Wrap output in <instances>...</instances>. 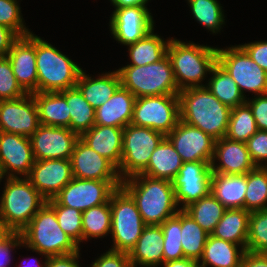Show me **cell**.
Listing matches in <instances>:
<instances>
[{"mask_svg": "<svg viewBox=\"0 0 267 267\" xmlns=\"http://www.w3.org/2000/svg\"><path fill=\"white\" fill-rule=\"evenodd\" d=\"M180 121L178 95H160L136 98L131 124L147 127L165 136Z\"/></svg>", "mask_w": 267, "mask_h": 267, "instance_id": "11", "label": "cell"}, {"mask_svg": "<svg viewBox=\"0 0 267 267\" xmlns=\"http://www.w3.org/2000/svg\"><path fill=\"white\" fill-rule=\"evenodd\" d=\"M34 161L30 137L0 131V163L6 177H27Z\"/></svg>", "mask_w": 267, "mask_h": 267, "instance_id": "19", "label": "cell"}, {"mask_svg": "<svg viewBox=\"0 0 267 267\" xmlns=\"http://www.w3.org/2000/svg\"><path fill=\"white\" fill-rule=\"evenodd\" d=\"M211 162H184L172 180L179 209L207 196L211 190ZM181 204V205H179Z\"/></svg>", "mask_w": 267, "mask_h": 267, "instance_id": "13", "label": "cell"}, {"mask_svg": "<svg viewBox=\"0 0 267 267\" xmlns=\"http://www.w3.org/2000/svg\"><path fill=\"white\" fill-rule=\"evenodd\" d=\"M250 214L241 208L226 209L211 235L238 244L246 250Z\"/></svg>", "mask_w": 267, "mask_h": 267, "instance_id": "31", "label": "cell"}, {"mask_svg": "<svg viewBox=\"0 0 267 267\" xmlns=\"http://www.w3.org/2000/svg\"><path fill=\"white\" fill-rule=\"evenodd\" d=\"M109 28L114 39L122 45H129L142 39L154 28V20L146 6L114 8Z\"/></svg>", "mask_w": 267, "mask_h": 267, "instance_id": "15", "label": "cell"}, {"mask_svg": "<svg viewBox=\"0 0 267 267\" xmlns=\"http://www.w3.org/2000/svg\"><path fill=\"white\" fill-rule=\"evenodd\" d=\"M114 8L130 6H147L149 0H109Z\"/></svg>", "mask_w": 267, "mask_h": 267, "instance_id": "55", "label": "cell"}, {"mask_svg": "<svg viewBox=\"0 0 267 267\" xmlns=\"http://www.w3.org/2000/svg\"><path fill=\"white\" fill-rule=\"evenodd\" d=\"M73 177L77 179L122 181L117 168L106 158L77 140L71 155Z\"/></svg>", "mask_w": 267, "mask_h": 267, "instance_id": "21", "label": "cell"}, {"mask_svg": "<svg viewBox=\"0 0 267 267\" xmlns=\"http://www.w3.org/2000/svg\"><path fill=\"white\" fill-rule=\"evenodd\" d=\"M47 203L55 210L59 226L79 246L82 242V212L78 209L59 205L54 199Z\"/></svg>", "mask_w": 267, "mask_h": 267, "instance_id": "43", "label": "cell"}, {"mask_svg": "<svg viewBox=\"0 0 267 267\" xmlns=\"http://www.w3.org/2000/svg\"><path fill=\"white\" fill-rule=\"evenodd\" d=\"M26 94L16 80L8 57H0V100L17 99Z\"/></svg>", "mask_w": 267, "mask_h": 267, "instance_id": "45", "label": "cell"}, {"mask_svg": "<svg viewBox=\"0 0 267 267\" xmlns=\"http://www.w3.org/2000/svg\"><path fill=\"white\" fill-rule=\"evenodd\" d=\"M244 209L249 212L267 209V167H256L247 173Z\"/></svg>", "mask_w": 267, "mask_h": 267, "instance_id": "38", "label": "cell"}, {"mask_svg": "<svg viewBox=\"0 0 267 267\" xmlns=\"http://www.w3.org/2000/svg\"><path fill=\"white\" fill-rule=\"evenodd\" d=\"M246 103L252 110L257 129L267 131V94L254 96L250 100L248 98Z\"/></svg>", "mask_w": 267, "mask_h": 267, "instance_id": "48", "label": "cell"}, {"mask_svg": "<svg viewBox=\"0 0 267 267\" xmlns=\"http://www.w3.org/2000/svg\"><path fill=\"white\" fill-rule=\"evenodd\" d=\"M169 40L154 34V28L142 39L127 45L130 64L126 66H145L161 60L167 54Z\"/></svg>", "mask_w": 267, "mask_h": 267, "instance_id": "32", "label": "cell"}, {"mask_svg": "<svg viewBox=\"0 0 267 267\" xmlns=\"http://www.w3.org/2000/svg\"><path fill=\"white\" fill-rule=\"evenodd\" d=\"M123 131L124 128L94 125L79 138L118 169L122 159Z\"/></svg>", "mask_w": 267, "mask_h": 267, "instance_id": "23", "label": "cell"}, {"mask_svg": "<svg viewBox=\"0 0 267 267\" xmlns=\"http://www.w3.org/2000/svg\"><path fill=\"white\" fill-rule=\"evenodd\" d=\"M166 136L147 127L128 124L123 131L122 159L118 174L123 181L141 174L148 166L151 154Z\"/></svg>", "mask_w": 267, "mask_h": 267, "instance_id": "9", "label": "cell"}, {"mask_svg": "<svg viewBox=\"0 0 267 267\" xmlns=\"http://www.w3.org/2000/svg\"><path fill=\"white\" fill-rule=\"evenodd\" d=\"M4 178H6V177H5L4 173H3L2 166H1V163H0V182Z\"/></svg>", "mask_w": 267, "mask_h": 267, "instance_id": "58", "label": "cell"}, {"mask_svg": "<svg viewBox=\"0 0 267 267\" xmlns=\"http://www.w3.org/2000/svg\"><path fill=\"white\" fill-rule=\"evenodd\" d=\"M245 252L242 246L209 234L199 263L202 267H240Z\"/></svg>", "mask_w": 267, "mask_h": 267, "instance_id": "28", "label": "cell"}, {"mask_svg": "<svg viewBox=\"0 0 267 267\" xmlns=\"http://www.w3.org/2000/svg\"><path fill=\"white\" fill-rule=\"evenodd\" d=\"M257 130L252 110L247 103L231 108L226 138L246 143Z\"/></svg>", "mask_w": 267, "mask_h": 267, "instance_id": "39", "label": "cell"}, {"mask_svg": "<svg viewBox=\"0 0 267 267\" xmlns=\"http://www.w3.org/2000/svg\"><path fill=\"white\" fill-rule=\"evenodd\" d=\"M208 236L209 233L181 209V244L184 257L199 261Z\"/></svg>", "mask_w": 267, "mask_h": 267, "instance_id": "35", "label": "cell"}, {"mask_svg": "<svg viewBox=\"0 0 267 267\" xmlns=\"http://www.w3.org/2000/svg\"><path fill=\"white\" fill-rule=\"evenodd\" d=\"M247 174H220L212 172L210 193L226 209H244Z\"/></svg>", "mask_w": 267, "mask_h": 267, "instance_id": "27", "label": "cell"}, {"mask_svg": "<svg viewBox=\"0 0 267 267\" xmlns=\"http://www.w3.org/2000/svg\"><path fill=\"white\" fill-rule=\"evenodd\" d=\"M178 96L181 121L197 127L215 140L225 137L231 108L221 103L206 86L182 89Z\"/></svg>", "mask_w": 267, "mask_h": 267, "instance_id": "2", "label": "cell"}, {"mask_svg": "<svg viewBox=\"0 0 267 267\" xmlns=\"http://www.w3.org/2000/svg\"><path fill=\"white\" fill-rule=\"evenodd\" d=\"M7 57L20 87L29 94L38 92L35 34L18 37Z\"/></svg>", "mask_w": 267, "mask_h": 267, "instance_id": "20", "label": "cell"}, {"mask_svg": "<svg viewBox=\"0 0 267 267\" xmlns=\"http://www.w3.org/2000/svg\"><path fill=\"white\" fill-rule=\"evenodd\" d=\"M5 179L0 197V218L13 232H20L47 200L26 177Z\"/></svg>", "mask_w": 267, "mask_h": 267, "instance_id": "5", "label": "cell"}, {"mask_svg": "<svg viewBox=\"0 0 267 267\" xmlns=\"http://www.w3.org/2000/svg\"><path fill=\"white\" fill-rule=\"evenodd\" d=\"M40 121L33 94L0 100V131L31 137Z\"/></svg>", "mask_w": 267, "mask_h": 267, "instance_id": "14", "label": "cell"}, {"mask_svg": "<svg viewBox=\"0 0 267 267\" xmlns=\"http://www.w3.org/2000/svg\"><path fill=\"white\" fill-rule=\"evenodd\" d=\"M240 46L260 68L267 72V41H255Z\"/></svg>", "mask_w": 267, "mask_h": 267, "instance_id": "49", "label": "cell"}, {"mask_svg": "<svg viewBox=\"0 0 267 267\" xmlns=\"http://www.w3.org/2000/svg\"><path fill=\"white\" fill-rule=\"evenodd\" d=\"M79 254L80 250L65 255L49 256L45 267H81L78 264Z\"/></svg>", "mask_w": 267, "mask_h": 267, "instance_id": "51", "label": "cell"}, {"mask_svg": "<svg viewBox=\"0 0 267 267\" xmlns=\"http://www.w3.org/2000/svg\"><path fill=\"white\" fill-rule=\"evenodd\" d=\"M23 246L44 257L65 255L80 246L58 224L55 210L46 202L20 231Z\"/></svg>", "mask_w": 267, "mask_h": 267, "instance_id": "4", "label": "cell"}, {"mask_svg": "<svg viewBox=\"0 0 267 267\" xmlns=\"http://www.w3.org/2000/svg\"><path fill=\"white\" fill-rule=\"evenodd\" d=\"M19 0H0V25L10 28L18 37L32 32L24 25Z\"/></svg>", "mask_w": 267, "mask_h": 267, "instance_id": "44", "label": "cell"}, {"mask_svg": "<svg viewBox=\"0 0 267 267\" xmlns=\"http://www.w3.org/2000/svg\"><path fill=\"white\" fill-rule=\"evenodd\" d=\"M136 97L120 86L114 95L95 109V125L125 128L131 124Z\"/></svg>", "mask_w": 267, "mask_h": 267, "instance_id": "24", "label": "cell"}, {"mask_svg": "<svg viewBox=\"0 0 267 267\" xmlns=\"http://www.w3.org/2000/svg\"><path fill=\"white\" fill-rule=\"evenodd\" d=\"M121 86L136 98L178 95V89L170 58L166 54L161 60L145 66H123L117 69Z\"/></svg>", "mask_w": 267, "mask_h": 267, "instance_id": "7", "label": "cell"}, {"mask_svg": "<svg viewBox=\"0 0 267 267\" xmlns=\"http://www.w3.org/2000/svg\"><path fill=\"white\" fill-rule=\"evenodd\" d=\"M246 145L256 167H267V131L257 130L247 140Z\"/></svg>", "mask_w": 267, "mask_h": 267, "instance_id": "46", "label": "cell"}, {"mask_svg": "<svg viewBox=\"0 0 267 267\" xmlns=\"http://www.w3.org/2000/svg\"><path fill=\"white\" fill-rule=\"evenodd\" d=\"M98 78H92L82 70L79 74L76 87L84 99L97 109L105 104L121 86L119 74L116 71L103 73Z\"/></svg>", "mask_w": 267, "mask_h": 267, "instance_id": "26", "label": "cell"}, {"mask_svg": "<svg viewBox=\"0 0 267 267\" xmlns=\"http://www.w3.org/2000/svg\"><path fill=\"white\" fill-rule=\"evenodd\" d=\"M111 232L110 199L82 212V242L89 238H104Z\"/></svg>", "mask_w": 267, "mask_h": 267, "instance_id": "37", "label": "cell"}, {"mask_svg": "<svg viewBox=\"0 0 267 267\" xmlns=\"http://www.w3.org/2000/svg\"><path fill=\"white\" fill-rule=\"evenodd\" d=\"M133 267H158L163 263V232L160 225H146L128 253Z\"/></svg>", "mask_w": 267, "mask_h": 267, "instance_id": "25", "label": "cell"}, {"mask_svg": "<svg viewBox=\"0 0 267 267\" xmlns=\"http://www.w3.org/2000/svg\"><path fill=\"white\" fill-rule=\"evenodd\" d=\"M206 83V88L223 104L230 108L246 103L247 97L243 96L237 84L231 76L216 63Z\"/></svg>", "mask_w": 267, "mask_h": 267, "instance_id": "33", "label": "cell"}, {"mask_svg": "<svg viewBox=\"0 0 267 267\" xmlns=\"http://www.w3.org/2000/svg\"><path fill=\"white\" fill-rule=\"evenodd\" d=\"M217 63L231 76L243 96L244 91L267 94V72L260 68L240 45L217 49Z\"/></svg>", "mask_w": 267, "mask_h": 267, "instance_id": "10", "label": "cell"}, {"mask_svg": "<svg viewBox=\"0 0 267 267\" xmlns=\"http://www.w3.org/2000/svg\"><path fill=\"white\" fill-rule=\"evenodd\" d=\"M182 164L179 153L165 137L151 154L148 166L141 174L154 179L172 181Z\"/></svg>", "mask_w": 267, "mask_h": 267, "instance_id": "29", "label": "cell"}, {"mask_svg": "<svg viewBox=\"0 0 267 267\" xmlns=\"http://www.w3.org/2000/svg\"><path fill=\"white\" fill-rule=\"evenodd\" d=\"M240 267H267V254L246 251Z\"/></svg>", "mask_w": 267, "mask_h": 267, "instance_id": "53", "label": "cell"}, {"mask_svg": "<svg viewBox=\"0 0 267 267\" xmlns=\"http://www.w3.org/2000/svg\"><path fill=\"white\" fill-rule=\"evenodd\" d=\"M206 232L211 234L226 208L211 193L183 209Z\"/></svg>", "mask_w": 267, "mask_h": 267, "instance_id": "36", "label": "cell"}, {"mask_svg": "<svg viewBox=\"0 0 267 267\" xmlns=\"http://www.w3.org/2000/svg\"><path fill=\"white\" fill-rule=\"evenodd\" d=\"M70 112V129L79 136L95 125V109L75 86L60 92Z\"/></svg>", "mask_w": 267, "mask_h": 267, "instance_id": "34", "label": "cell"}, {"mask_svg": "<svg viewBox=\"0 0 267 267\" xmlns=\"http://www.w3.org/2000/svg\"><path fill=\"white\" fill-rule=\"evenodd\" d=\"M246 251L267 254V209L251 212Z\"/></svg>", "mask_w": 267, "mask_h": 267, "instance_id": "42", "label": "cell"}, {"mask_svg": "<svg viewBox=\"0 0 267 267\" xmlns=\"http://www.w3.org/2000/svg\"><path fill=\"white\" fill-rule=\"evenodd\" d=\"M47 258H48V257H45L44 263H42L43 265L39 262V260H36V259H35L34 261H35L36 263H35V262L33 263V261H32L33 264L31 263L30 266H27V265H26V266H24V267H45V266H46ZM25 262H26V261H25ZM28 263H29V261H28ZM22 265H24V264H22ZM22 265H18L17 267H23Z\"/></svg>", "mask_w": 267, "mask_h": 267, "instance_id": "57", "label": "cell"}, {"mask_svg": "<svg viewBox=\"0 0 267 267\" xmlns=\"http://www.w3.org/2000/svg\"><path fill=\"white\" fill-rule=\"evenodd\" d=\"M202 267L198 260L190 258H182L178 260H172L163 262L160 267Z\"/></svg>", "mask_w": 267, "mask_h": 267, "instance_id": "54", "label": "cell"}, {"mask_svg": "<svg viewBox=\"0 0 267 267\" xmlns=\"http://www.w3.org/2000/svg\"><path fill=\"white\" fill-rule=\"evenodd\" d=\"M24 247L20 232H13L4 242L0 244V267H9L11 252L16 247Z\"/></svg>", "mask_w": 267, "mask_h": 267, "instance_id": "50", "label": "cell"}, {"mask_svg": "<svg viewBox=\"0 0 267 267\" xmlns=\"http://www.w3.org/2000/svg\"><path fill=\"white\" fill-rule=\"evenodd\" d=\"M217 49L170 38L167 55L170 58L174 79L179 90L205 86L202 81L217 63Z\"/></svg>", "mask_w": 267, "mask_h": 267, "instance_id": "3", "label": "cell"}, {"mask_svg": "<svg viewBox=\"0 0 267 267\" xmlns=\"http://www.w3.org/2000/svg\"><path fill=\"white\" fill-rule=\"evenodd\" d=\"M218 162V163H216ZM211 171L220 174H247L256 168L246 143L226 137L215 140Z\"/></svg>", "mask_w": 267, "mask_h": 267, "instance_id": "22", "label": "cell"}, {"mask_svg": "<svg viewBox=\"0 0 267 267\" xmlns=\"http://www.w3.org/2000/svg\"><path fill=\"white\" fill-rule=\"evenodd\" d=\"M121 186L134 199L146 225H161L180 210L172 181L138 174L123 180Z\"/></svg>", "mask_w": 267, "mask_h": 267, "instance_id": "1", "label": "cell"}, {"mask_svg": "<svg viewBox=\"0 0 267 267\" xmlns=\"http://www.w3.org/2000/svg\"><path fill=\"white\" fill-rule=\"evenodd\" d=\"M26 178L48 201L53 199L74 178L71 160H35Z\"/></svg>", "mask_w": 267, "mask_h": 267, "instance_id": "18", "label": "cell"}, {"mask_svg": "<svg viewBox=\"0 0 267 267\" xmlns=\"http://www.w3.org/2000/svg\"><path fill=\"white\" fill-rule=\"evenodd\" d=\"M18 36L8 27L0 25V57L7 56Z\"/></svg>", "mask_w": 267, "mask_h": 267, "instance_id": "52", "label": "cell"}, {"mask_svg": "<svg viewBox=\"0 0 267 267\" xmlns=\"http://www.w3.org/2000/svg\"><path fill=\"white\" fill-rule=\"evenodd\" d=\"M91 267H133L126 252L108 250L92 262Z\"/></svg>", "mask_w": 267, "mask_h": 267, "instance_id": "47", "label": "cell"}, {"mask_svg": "<svg viewBox=\"0 0 267 267\" xmlns=\"http://www.w3.org/2000/svg\"><path fill=\"white\" fill-rule=\"evenodd\" d=\"M13 231L0 218V244L4 242Z\"/></svg>", "mask_w": 267, "mask_h": 267, "instance_id": "56", "label": "cell"}, {"mask_svg": "<svg viewBox=\"0 0 267 267\" xmlns=\"http://www.w3.org/2000/svg\"><path fill=\"white\" fill-rule=\"evenodd\" d=\"M78 139L67 127L40 125L30 137L34 160L70 159Z\"/></svg>", "mask_w": 267, "mask_h": 267, "instance_id": "17", "label": "cell"}, {"mask_svg": "<svg viewBox=\"0 0 267 267\" xmlns=\"http://www.w3.org/2000/svg\"><path fill=\"white\" fill-rule=\"evenodd\" d=\"M195 20L213 34L220 32L225 24L221 4L217 0H187Z\"/></svg>", "mask_w": 267, "mask_h": 267, "instance_id": "40", "label": "cell"}, {"mask_svg": "<svg viewBox=\"0 0 267 267\" xmlns=\"http://www.w3.org/2000/svg\"><path fill=\"white\" fill-rule=\"evenodd\" d=\"M111 236L110 250L129 253L135 246L146 224L132 196L122 187L110 196Z\"/></svg>", "mask_w": 267, "mask_h": 267, "instance_id": "8", "label": "cell"}, {"mask_svg": "<svg viewBox=\"0 0 267 267\" xmlns=\"http://www.w3.org/2000/svg\"><path fill=\"white\" fill-rule=\"evenodd\" d=\"M38 92H61L76 86L82 68L52 44L35 35Z\"/></svg>", "mask_w": 267, "mask_h": 267, "instance_id": "6", "label": "cell"}, {"mask_svg": "<svg viewBox=\"0 0 267 267\" xmlns=\"http://www.w3.org/2000/svg\"><path fill=\"white\" fill-rule=\"evenodd\" d=\"M160 226L163 232V262L185 258L181 244V209Z\"/></svg>", "mask_w": 267, "mask_h": 267, "instance_id": "41", "label": "cell"}, {"mask_svg": "<svg viewBox=\"0 0 267 267\" xmlns=\"http://www.w3.org/2000/svg\"><path fill=\"white\" fill-rule=\"evenodd\" d=\"M122 181H103L73 178L53 198L59 205L71 207L81 212L106 203L112 192Z\"/></svg>", "mask_w": 267, "mask_h": 267, "instance_id": "12", "label": "cell"}, {"mask_svg": "<svg viewBox=\"0 0 267 267\" xmlns=\"http://www.w3.org/2000/svg\"><path fill=\"white\" fill-rule=\"evenodd\" d=\"M166 138L179 153L183 163L212 161L215 139L197 127L180 120Z\"/></svg>", "mask_w": 267, "mask_h": 267, "instance_id": "16", "label": "cell"}, {"mask_svg": "<svg viewBox=\"0 0 267 267\" xmlns=\"http://www.w3.org/2000/svg\"><path fill=\"white\" fill-rule=\"evenodd\" d=\"M38 110L40 125L70 129V112L60 92L32 93Z\"/></svg>", "mask_w": 267, "mask_h": 267, "instance_id": "30", "label": "cell"}]
</instances>
